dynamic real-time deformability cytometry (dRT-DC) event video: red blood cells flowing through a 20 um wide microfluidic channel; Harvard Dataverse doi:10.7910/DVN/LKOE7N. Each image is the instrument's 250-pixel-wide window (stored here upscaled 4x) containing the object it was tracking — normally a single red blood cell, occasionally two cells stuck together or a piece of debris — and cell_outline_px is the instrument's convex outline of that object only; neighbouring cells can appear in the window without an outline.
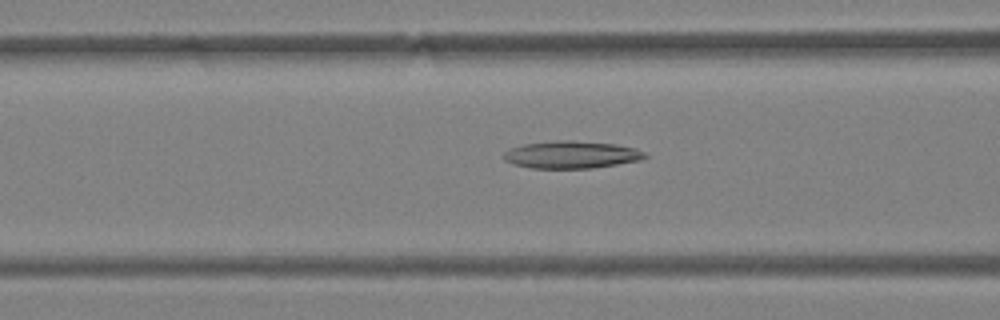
{"species": "Egyptian fruit bat (a non-hibernating species)", "species_latin": "Rousettus aegyptiacus", "temperature_condition": "warm", "stored_images_in_passage": 41, "camera_frame_rate_fps": 3000, "um_per_image_px": 0.085, "animal": {"sex": "female"}, "frame": {"image": 1, "passage_image": 14, "time_ms": 4.333, "image_size_px": [1000, 320], "cell_outline_px": [[648, 156], [640, 160], [592, 168], [532, 168], [512, 164], [504, 160], [504, 152], [512, 148], [524, 144], [560, 140], [572, 140], [616, 144], [636, 148], [644, 152]], "centroid_in_image_um": [48.58, 13.15], "position_along_channel_um": 118.0, "area_um2": 22.43}}
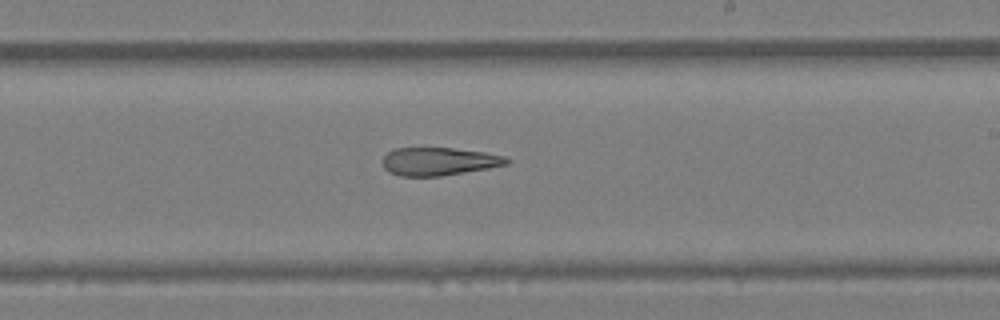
{"frame": {"image": 2, "passage_image": 23, "time_ms": 7.333, "image_size_px": [1000, 320], "cell_outline_px": [[512, 160], [508, 164], [488, 168], [440, 176], [400, 176], [388, 172], [384, 168], [384, 156], [388, 152], [396, 148], [452, 148], [484, 152], [504, 156]], "centroid_in_image_um": [37.31, 13.72], "position_along_channel_um": 251.7, "area_um2": 20.11}}
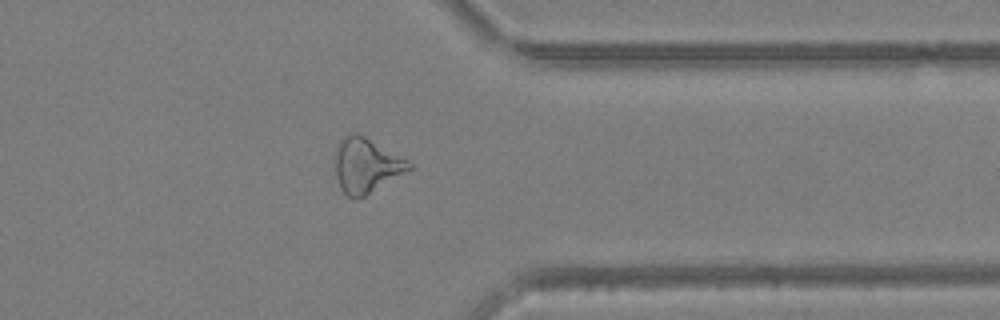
{"frame": {"image": 3, "passage_image": 32, "time_ms": 10.333, "image_size_px": [1000, 320], "cell_outline_px": [[412, 168], [408, 172], [364, 196], [356, 200], [348, 196], [340, 188], [336, 176], [332, 156], [340, 140], [348, 132], [360, 132], [408, 160], [412, 164]], "centroid_in_image_um": [31.1, 14.02], "position_along_channel_um": 380.3, "area_um2": 24.28}, "authors_computed_cell_mechanics": {"area_um2": 23.7558, "velocity_mm_per_s": 4.461, "shape_relaxation_time_tau1_ms": null, "shape_relaxation_time_tau2_ms": 6.4163, "deformation_change_tau1": null, "deformation_change_tau2": 0.2162}}